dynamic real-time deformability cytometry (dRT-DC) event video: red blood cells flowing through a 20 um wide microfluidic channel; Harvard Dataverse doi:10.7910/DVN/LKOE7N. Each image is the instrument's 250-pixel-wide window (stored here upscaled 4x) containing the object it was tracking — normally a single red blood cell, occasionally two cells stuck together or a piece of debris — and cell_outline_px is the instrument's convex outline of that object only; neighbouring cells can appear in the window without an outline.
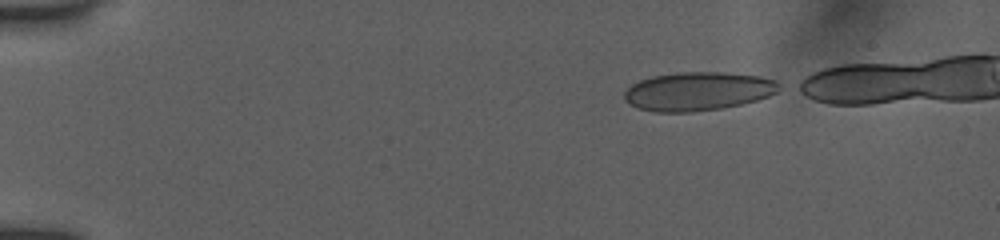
{"species": "human", "species_latin": "Homo sapiens", "temperature_condition": "room temperature", "stored_images_in_passage": 41, "camera_frame_rate_fps": 3000, "um_per_image_px": 0.085, "donor": {"sex": "female"}, "frame": {"image": 1, "passage_image": 1, "time_ms": 0.0, "image_size_px": [1000, 240], "cell_outline_px": [[784, 88], [768, 96], [756, 100], [740, 104], [720, 108], [692, 112], [656, 112], [636, 108], [628, 104], [624, 100], [624, 92], [632, 84], [640, 80], [652, 76], [676, 72], [724, 72], [760, 76], [776, 80], [784, 84]], "centroid_in_image_um": [59.34, 7.75], "position_along_channel_um": 25.7, "area_um2": 35.2}}
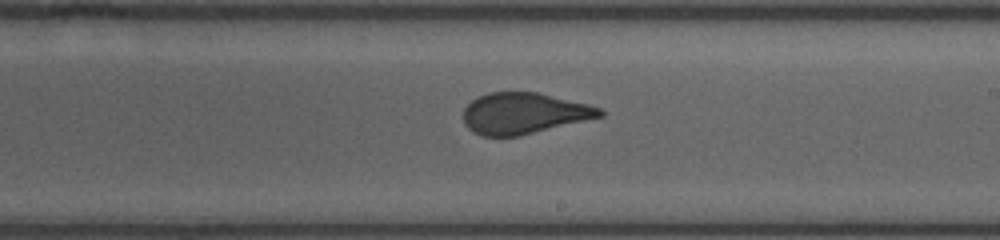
{"frame": {"image": 2, "passage_image": 25, "time_ms": 8.0, "image_size_px": [1000, 240], "cell_outline_px": [[604, 116], [520, 136], [480, 136], [472, 132], [464, 124], [464, 108], [472, 100], [488, 92], [536, 92], [588, 104], [600, 108], [604, 112]], "centroid_in_image_um": [44.52, 9.64], "position_along_channel_um": 244.5, "area_um2": 32.71}}
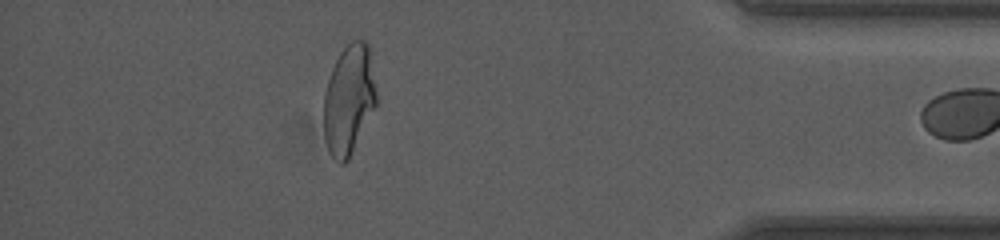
{"frame": {"image": 3, "passage_image": 40, "time_ms": 13.0, "image_size_px": [1000, 240], "cell_outline_px": [[376, 104], [348, 160], [344, 164], [340, 164], [332, 156], [328, 148], [324, 136], [324, 92], [332, 68], [340, 52], [352, 40], [364, 40], [368, 44], [376, 92]], "centroid_in_image_um": [29.64, 8.47], "position_along_channel_um": 405.6, "area_um2": 33.18}}